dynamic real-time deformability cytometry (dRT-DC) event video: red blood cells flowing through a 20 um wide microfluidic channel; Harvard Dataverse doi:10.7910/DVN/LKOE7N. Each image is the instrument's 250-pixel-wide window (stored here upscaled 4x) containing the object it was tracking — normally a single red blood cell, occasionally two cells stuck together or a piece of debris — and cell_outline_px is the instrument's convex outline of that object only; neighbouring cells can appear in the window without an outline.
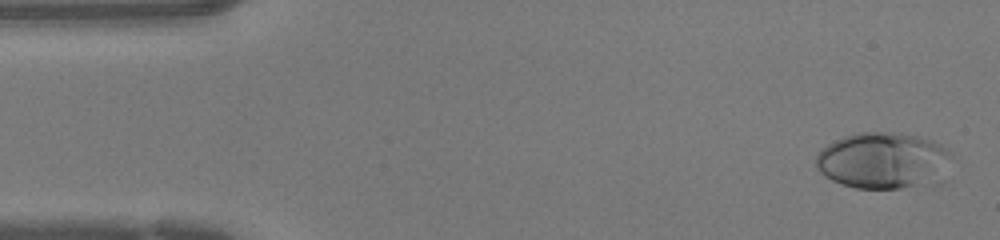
{"species": "human", "species_latin": "Homo sapiens", "temperature_condition": "warm", "stored_images_in_passage": 46, "camera_frame_rate_fps": 3000, "um_per_image_px": 0.085, "donor": {"sex": "female"}, "frame": {"image": 1, "passage_image": 1, "time_ms": 0.0, "image_size_px": [1000, 240], "cell_outline_px": [[952, 156], [912, 184], [900, 188], [856, 188], [840, 184], [824, 176], [816, 168], [816, 156], [820, 148], [844, 136], [856, 132], [900, 132], [932, 140], [948, 148], [952, 152]], "centroid_in_image_um": [74.79, 13.55], "position_along_channel_um": 10.2, "area_um2": 42.25}}
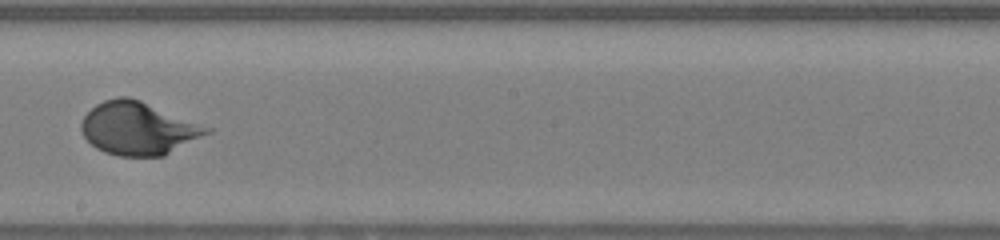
{"frame": {"image": 2, "passage_image": 25, "time_ms": 8.0, "image_size_px": [1000, 240], "cell_outline_px": [[212, 132], [164, 156], [120, 156], [104, 152], [96, 148], [84, 136], [80, 128], [80, 124], [84, 116], [96, 104], [104, 100], [120, 96], [128, 96], [140, 100], [212, 128]], "centroid_in_image_um": [11.75, 10.92], "position_along_channel_um": 236.4, "area_um2": 38.55}}
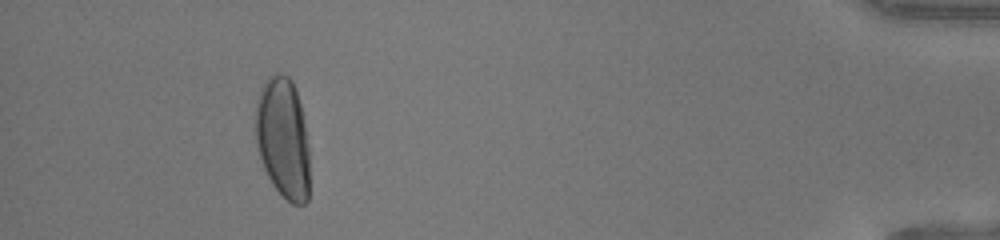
{"frame": {"image": 3, "passage_image": 42, "time_ms": 13.667, "image_size_px": [1000, 240], "cell_outline_px": [[308, 200], [304, 204], [292, 204], [272, 184], [260, 160], [256, 144], [256, 104], [260, 88], [268, 76], [276, 72], [288, 76], [292, 80], [300, 104], [308, 136]], "centroid_in_image_um": [24.05, 11.71], "position_along_channel_um": 411.2, "area_um2": 38.15}, "authors_computed_cell_mechanics": {"area_um2": 38.2636, "velocity_mm_per_s": 4.2778, "shape_relaxation_time_tau1_ms": 3.763, "shape_relaxation_time_tau2_ms": null, "deformation_change_tau1": 0.2238, "deformation_change_tau2": null}}